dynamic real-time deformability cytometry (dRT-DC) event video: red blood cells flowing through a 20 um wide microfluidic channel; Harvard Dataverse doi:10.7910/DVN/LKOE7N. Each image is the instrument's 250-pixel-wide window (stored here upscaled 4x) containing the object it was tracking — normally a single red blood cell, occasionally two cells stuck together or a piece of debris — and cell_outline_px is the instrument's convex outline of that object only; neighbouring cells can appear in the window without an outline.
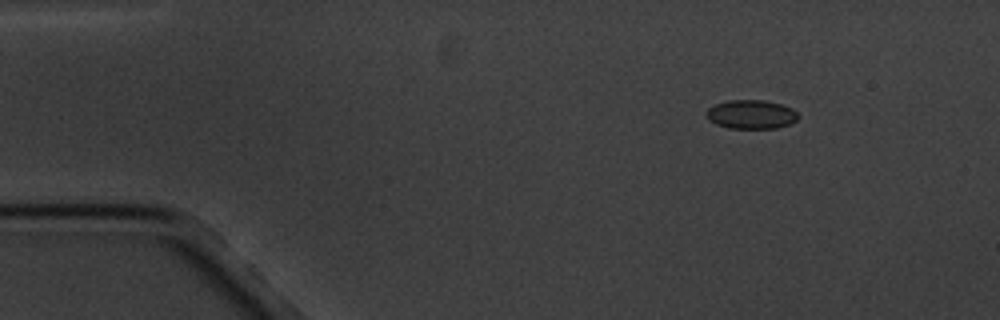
{"species": "common noctule bat (a hibernating species)", "species_latin": "Nyctalus noctula", "temperature_condition": "cold", "stored_images_in_passage": 5, "camera_frame_rate_fps": 3000, "um_per_image_px": 0.085, "animal": {"sex": "male", "body_mass_g": 20.1, "forearm_length_mm": 53.5}, "frame": {"image": 1, "passage_image": 1, "time_ms": 0.0, "image_size_px": [1000, 320], "cell_outline_px": [[800, 116], [796, 120], [788, 124], [776, 128], [728, 128], [716, 124], [708, 120], [704, 116], [704, 112], [708, 108], [716, 104], [728, 100], [764, 100], [780, 104], [792, 108]], "centroid_in_image_um": [63.8, 9.72], "position_along_channel_um": 21.2, "area_um2": 15.55}}
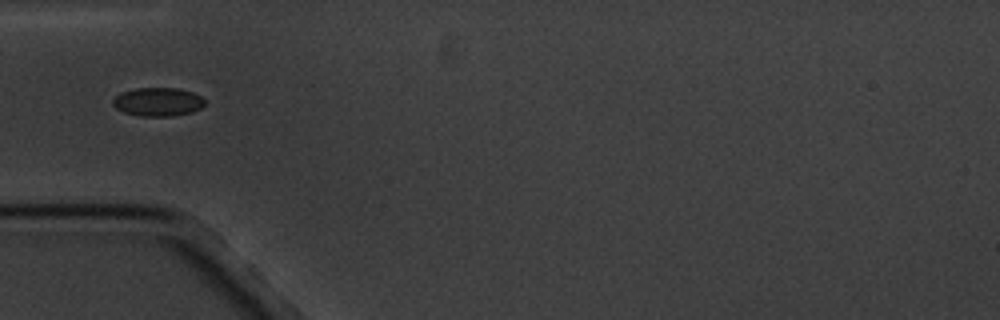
{"frame": {"image": 2, "passage_image": 4, "time_ms": 3.667, "image_size_px": [1000, 320], "cell_outline_px": [[204, 104], [200, 108], [192, 112], [172, 116], [140, 116], [124, 112], [116, 108], [112, 104], [112, 100], [120, 92], [136, 88], [176, 88], [192, 92], [200, 96], [204, 100]], "centroid_in_image_um": [13.39, 8.66], "position_along_channel_um": 71.6, "area_um2": 15.26}}
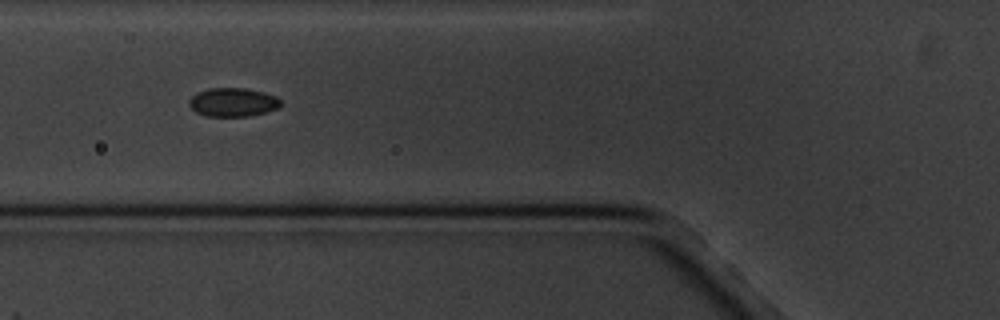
{"frame": {"image": 3, "passage_image": 5, "time_ms": 4.667, "image_size_px": [1000, 320], "cell_outline_px": [[280, 108], [248, 116], [208, 116], [196, 112], [188, 104], [188, 100], [196, 92], [208, 88], [248, 88], [264, 92], [276, 96], [280, 100]], "centroid_in_image_um": [19.79, 8.67], "position_along_channel_um": 106.0, "area_um2": 15.37}}